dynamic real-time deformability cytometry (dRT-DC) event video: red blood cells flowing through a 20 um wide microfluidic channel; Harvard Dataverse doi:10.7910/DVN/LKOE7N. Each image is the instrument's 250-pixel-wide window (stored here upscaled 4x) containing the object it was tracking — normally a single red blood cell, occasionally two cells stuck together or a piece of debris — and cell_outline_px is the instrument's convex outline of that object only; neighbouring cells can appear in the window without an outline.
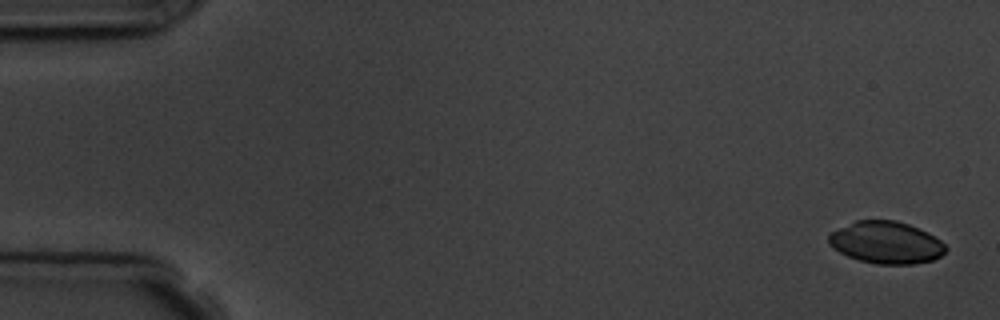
{"species": "common noctule bat (a hibernating species)", "species_latin": "Nyctalus noctula", "temperature_condition": "room temperature", "stored_images_in_passage": 9, "camera_frame_rate_fps": 3000, "um_per_image_px": 0.085, "animal": {"sex": "male", "body_mass_g": 19.5, "forearm_length_mm": 54.6}, "frame": {"image": 1, "passage_image": 1, "time_ms": 0.0, "image_size_px": [1000, 320], "cell_outline_px": [[948, 248], [940, 256], [932, 260], [916, 264], [876, 264], [860, 260], [848, 256], [840, 252], [828, 244], [828, 236], [832, 232], [856, 220], [896, 220], [908, 224], [928, 232], [940, 240]], "centroid_in_image_um": [75.33, 20.62], "position_along_channel_um": 9.7, "area_um2": 28.61}}